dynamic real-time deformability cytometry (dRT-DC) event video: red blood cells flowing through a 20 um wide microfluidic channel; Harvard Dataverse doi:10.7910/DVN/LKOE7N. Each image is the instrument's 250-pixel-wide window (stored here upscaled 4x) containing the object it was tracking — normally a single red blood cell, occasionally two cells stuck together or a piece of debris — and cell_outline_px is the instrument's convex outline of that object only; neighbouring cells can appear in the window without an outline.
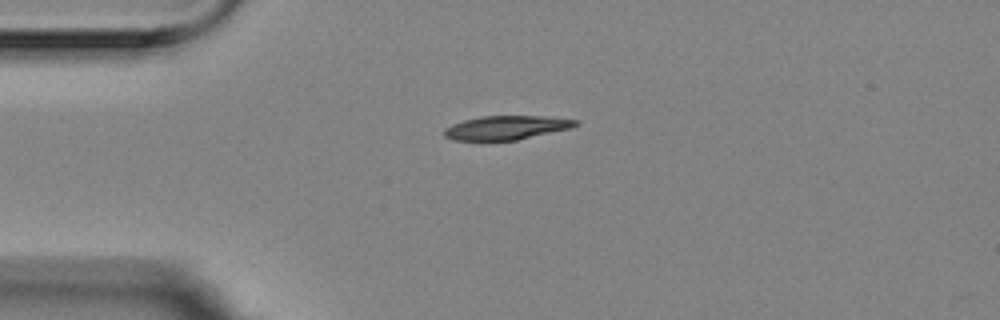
{"species": "Egyptian fruit bat (a non-hibernating species)", "species_latin": "Rousettus aegyptiacus", "temperature_condition": "room temperature", "stored_images_in_passage": 1, "camera_frame_rate_fps": 3000, "um_per_image_px": 0.085, "animal": {"sex": "female"}, "frame": {"image": 1, "passage_image": 1, "time_ms": 0.0, "image_size_px": [1000, 320], "cell_outline_px": [[580, 124], [572, 128], [516, 140], [452, 140], [444, 136], [444, 128], [452, 124], [464, 120], [480, 116], [544, 116], [580, 120]], "centroid_in_image_um": [43.06, 10.84], "position_along_channel_um": 41.9, "area_um2": 18.38}}